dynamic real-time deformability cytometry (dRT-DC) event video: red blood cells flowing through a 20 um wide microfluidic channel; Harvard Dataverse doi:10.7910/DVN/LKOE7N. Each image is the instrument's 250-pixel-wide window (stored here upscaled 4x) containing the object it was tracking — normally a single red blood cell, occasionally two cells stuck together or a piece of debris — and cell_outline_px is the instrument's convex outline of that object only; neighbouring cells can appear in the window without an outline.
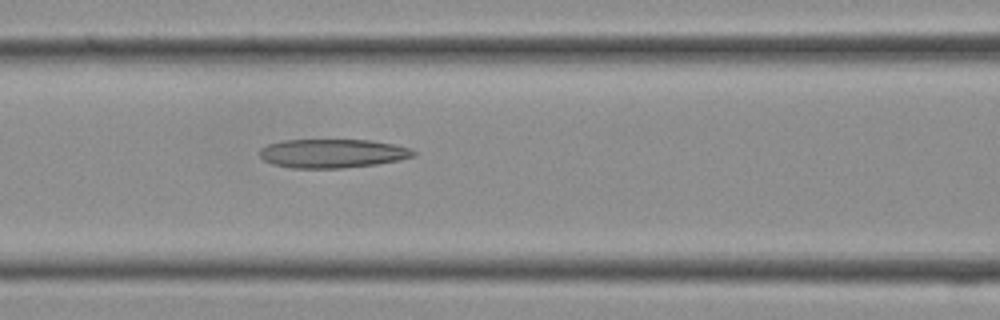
{"species": "Egyptian fruit bat (a non-hibernating species)", "species_latin": "Rousettus aegyptiacus", "temperature_condition": "cold", "stored_images_in_passage": 12, "camera_frame_rate_fps": 3000, "um_per_image_px": 0.085, "frame": {"image": 1, "passage_image": 12, "time_ms": 3.667, "image_size_px": [1000, 320], "cell_outline_px": [[416, 156], [400, 160], [376, 164], [344, 168], [292, 168], [272, 164], [264, 160], [260, 156], [260, 148], [268, 144], [284, 140], [372, 140], [412, 148], [416, 152]], "centroid_in_image_um": [28.29, 13.04], "position_along_channel_um": 138.3, "area_um2": 25.95}}